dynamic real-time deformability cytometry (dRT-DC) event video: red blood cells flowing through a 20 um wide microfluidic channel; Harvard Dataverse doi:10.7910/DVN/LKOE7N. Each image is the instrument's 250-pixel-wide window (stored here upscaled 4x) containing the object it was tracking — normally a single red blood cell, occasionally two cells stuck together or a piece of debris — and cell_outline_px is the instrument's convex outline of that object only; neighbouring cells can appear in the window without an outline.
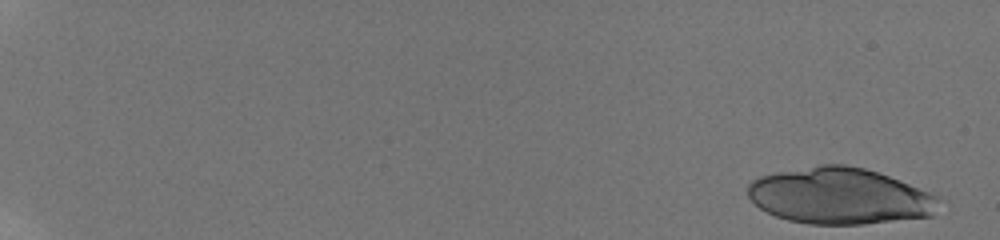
{"species": "human", "species_latin": "Homo sapiens", "temperature_condition": "room temperature", "stored_images_in_passage": 24, "camera_frame_rate_fps": 3000, "um_per_image_px": 0.085, "donor": {"sex": "male"}, "frame": {"image": 1, "passage_image": 1, "time_ms": 0.0, "image_size_px": [1000, 240], "cell_outline_px": [[936, 200], [932, 216], [864, 224], [808, 224], [788, 220], [776, 216], [760, 208], [748, 196], [748, 184], [752, 180], [760, 176], [776, 172], [820, 164], [844, 164], [864, 168], [888, 176], [928, 192], [936, 196]], "centroid_in_image_um": [71.3, 16.66], "position_along_channel_um": 13.7, "area_um2": 62.02}}